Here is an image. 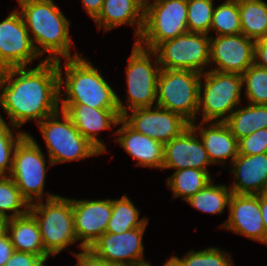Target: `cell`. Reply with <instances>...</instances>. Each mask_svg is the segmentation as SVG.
<instances>
[{
	"label": "cell",
	"instance_id": "83f0119b",
	"mask_svg": "<svg viewBox=\"0 0 267 266\" xmlns=\"http://www.w3.org/2000/svg\"><path fill=\"white\" fill-rule=\"evenodd\" d=\"M147 218H139V210L131 200L123 195L121 199L112 200V216L107 224L108 233H124L128 230L141 227Z\"/></svg>",
	"mask_w": 267,
	"mask_h": 266
},
{
	"label": "cell",
	"instance_id": "836d02e7",
	"mask_svg": "<svg viewBox=\"0 0 267 266\" xmlns=\"http://www.w3.org/2000/svg\"><path fill=\"white\" fill-rule=\"evenodd\" d=\"M214 7L213 0H187L188 31L209 35Z\"/></svg>",
	"mask_w": 267,
	"mask_h": 266
},
{
	"label": "cell",
	"instance_id": "8d00e7d4",
	"mask_svg": "<svg viewBox=\"0 0 267 266\" xmlns=\"http://www.w3.org/2000/svg\"><path fill=\"white\" fill-rule=\"evenodd\" d=\"M45 261L31 253L14 251L5 266H45Z\"/></svg>",
	"mask_w": 267,
	"mask_h": 266
},
{
	"label": "cell",
	"instance_id": "f546056e",
	"mask_svg": "<svg viewBox=\"0 0 267 266\" xmlns=\"http://www.w3.org/2000/svg\"><path fill=\"white\" fill-rule=\"evenodd\" d=\"M29 210L30 204L22 196L14 180L10 176H0V214L12 219L27 214ZM6 211L13 213L9 215Z\"/></svg>",
	"mask_w": 267,
	"mask_h": 266
},
{
	"label": "cell",
	"instance_id": "4dcf8cb0",
	"mask_svg": "<svg viewBox=\"0 0 267 266\" xmlns=\"http://www.w3.org/2000/svg\"><path fill=\"white\" fill-rule=\"evenodd\" d=\"M210 30L217 36L242 34L238 0H226L214 7Z\"/></svg>",
	"mask_w": 267,
	"mask_h": 266
},
{
	"label": "cell",
	"instance_id": "d590c367",
	"mask_svg": "<svg viewBox=\"0 0 267 266\" xmlns=\"http://www.w3.org/2000/svg\"><path fill=\"white\" fill-rule=\"evenodd\" d=\"M267 153V128H262L238 140V154Z\"/></svg>",
	"mask_w": 267,
	"mask_h": 266
},
{
	"label": "cell",
	"instance_id": "7a4b0ae2",
	"mask_svg": "<svg viewBox=\"0 0 267 266\" xmlns=\"http://www.w3.org/2000/svg\"><path fill=\"white\" fill-rule=\"evenodd\" d=\"M17 1L29 36L32 35V42L40 56L48 52L45 60L53 61L80 56L77 52L71 56L73 41L69 36L70 22L53 0Z\"/></svg>",
	"mask_w": 267,
	"mask_h": 266
},
{
	"label": "cell",
	"instance_id": "e575fe53",
	"mask_svg": "<svg viewBox=\"0 0 267 266\" xmlns=\"http://www.w3.org/2000/svg\"><path fill=\"white\" fill-rule=\"evenodd\" d=\"M219 248L191 250L183 258L172 256L181 266H233L231 255Z\"/></svg>",
	"mask_w": 267,
	"mask_h": 266
},
{
	"label": "cell",
	"instance_id": "f1b7e54d",
	"mask_svg": "<svg viewBox=\"0 0 267 266\" xmlns=\"http://www.w3.org/2000/svg\"><path fill=\"white\" fill-rule=\"evenodd\" d=\"M231 194V189H228L226 185H215L212 180L186 202L202 212L221 214L224 208L229 205Z\"/></svg>",
	"mask_w": 267,
	"mask_h": 266
},
{
	"label": "cell",
	"instance_id": "e0dca14e",
	"mask_svg": "<svg viewBox=\"0 0 267 266\" xmlns=\"http://www.w3.org/2000/svg\"><path fill=\"white\" fill-rule=\"evenodd\" d=\"M227 207L229 216L221 225L222 228L267 244L266 230L260 210V195L232 193Z\"/></svg>",
	"mask_w": 267,
	"mask_h": 266
},
{
	"label": "cell",
	"instance_id": "cb8c5ba5",
	"mask_svg": "<svg viewBox=\"0 0 267 266\" xmlns=\"http://www.w3.org/2000/svg\"><path fill=\"white\" fill-rule=\"evenodd\" d=\"M7 234L15 251L39 255L45 262L50 256L44 249L38 223L30 212L8 219Z\"/></svg>",
	"mask_w": 267,
	"mask_h": 266
},
{
	"label": "cell",
	"instance_id": "ee69618b",
	"mask_svg": "<svg viewBox=\"0 0 267 266\" xmlns=\"http://www.w3.org/2000/svg\"><path fill=\"white\" fill-rule=\"evenodd\" d=\"M163 266H181L173 257H169V259L164 263Z\"/></svg>",
	"mask_w": 267,
	"mask_h": 266
},
{
	"label": "cell",
	"instance_id": "d6986e66",
	"mask_svg": "<svg viewBox=\"0 0 267 266\" xmlns=\"http://www.w3.org/2000/svg\"><path fill=\"white\" fill-rule=\"evenodd\" d=\"M71 118L75 127L93 146L101 153H106L107 148L98 132L112 129V125H119L122 118L119 109H96L82 104H61V108Z\"/></svg>",
	"mask_w": 267,
	"mask_h": 266
},
{
	"label": "cell",
	"instance_id": "f35d334b",
	"mask_svg": "<svg viewBox=\"0 0 267 266\" xmlns=\"http://www.w3.org/2000/svg\"><path fill=\"white\" fill-rule=\"evenodd\" d=\"M254 63L267 69V36L255 40Z\"/></svg>",
	"mask_w": 267,
	"mask_h": 266
},
{
	"label": "cell",
	"instance_id": "f6af8a7d",
	"mask_svg": "<svg viewBox=\"0 0 267 266\" xmlns=\"http://www.w3.org/2000/svg\"><path fill=\"white\" fill-rule=\"evenodd\" d=\"M137 266H152L149 262L145 263V264H141V265H137ZM163 266V265H162Z\"/></svg>",
	"mask_w": 267,
	"mask_h": 266
},
{
	"label": "cell",
	"instance_id": "7402d4cb",
	"mask_svg": "<svg viewBox=\"0 0 267 266\" xmlns=\"http://www.w3.org/2000/svg\"><path fill=\"white\" fill-rule=\"evenodd\" d=\"M144 0H104L102 10L98 17L94 20L99 30L104 31L121 25H133L136 41L141 36L144 26Z\"/></svg>",
	"mask_w": 267,
	"mask_h": 266
},
{
	"label": "cell",
	"instance_id": "ac0fdd59",
	"mask_svg": "<svg viewBox=\"0 0 267 266\" xmlns=\"http://www.w3.org/2000/svg\"><path fill=\"white\" fill-rule=\"evenodd\" d=\"M196 131L190 125L179 136L164 144V162L162 169L194 168L207 169L211 164L202 141L197 138Z\"/></svg>",
	"mask_w": 267,
	"mask_h": 266
},
{
	"label": "cell",
	"instance_id": "8fae6325",
	"mask_svg": "<svg viewBox=\"0 0 267 266\" xmlns=\"http://www.w3.org/2000/svg\"><path fill=\"white\" fill-rule=\"evenodd\" d=\"M161 69H188L203 74L210 64V36L188 32L154 49Z\"/></svg>",
	"mask_w": 267,
	"mask_h": 266
},
{
	"label": "cell",
	"instance_id": "b9f144b4",
	"mask_svg": "<svg viewBox=\"0 0 267 266\" xmlns=\"http://www.w3.org/2000/svg\"><path fill=\"white\" fill-rule=\"evenodd\" d=\"M260 210L267 235V193L260 194Z\"/></svg>",
	"mask_w": 267,
	"mask_h": 266
},
{
	"label": "cell",
	"instance_id": "484cf974",
	"mask_svg": "<svg viewBox=\"0 0 267 266\" xmlns=\"http://www.w3.org/2000/svg\"><path fill=\"white\" fill-rule=\"evenodd\" d=\"M241 32L257 40L267 36V3L263 0H238Z\"/></svg>",
	"mask_w": 267,
	"mask_h": 266
},
{
	"label": "cell",
	"instance_id": "277c9868",
	"mask_svg": "<svg viewBox=\"0 0 267 266\" xmlns=\"http://www.w3.org/2000/svg\"><path fill=\"white\" fill-rule=\"evenodd\" d=\"M46 196V204L43 200L34 202L30 204L29 212L38 223L45 251L54 256L78 240L74 230L72 199L50 193Z\"/></svg>",
	"mask_w": 267,
	"mask_h": 266
},
{
	"label": "cell",
	"instance_id": "44dd1931",
	"mask_svg": "<svg viewBox=\"0 0 267 266\" xmlns=\"http://www.w3.org/2000/svg\"><path fill=\"white\" fill-rule=\"evenodd\" d=\"M122 124L115 132L117 141L125 151L136 159L137 165L162 169L164 162V144L132 129L122 118Z\"/></svg>",
	"mask_w": 267,
	"mask_h": 266
},
{
	"label": "cell",
	"instance_id": "4316f807",
	"mask_svg": "<svg viewBox=\"0 0 267 266\" xmlns=\"http://www.w3.org/2000/svg\"><path fill=\"white\" fill-rule=\"evenodd\" d=\"M211 181L210 173L205 170L184 168L174 171L168 177L166 185L172 190L173 197H182L187 201Z\"/></svg>",
	"mask_w": 267,
	"mask_h": 266
},
{
	"label": "cell",
	"instance_id": "ffe728a7",
	"mask_svg": "<svg viewBox=\"0 0 267 266\" xmlns=\"http://www.w3.org/2000/svg\"><path fill=\"white\" fill-rule=\"evenodd\" d=\"M234 183L232 193L260 195L267 193V153L256 155L238 154L232 161Z\"/></svg>",
	"mask_w": 267,
	"mask_h": 266
},
{
	"label": "cell",
	"instance_id": "1f68e13d",
	"mask_svg": "<svg viewBox=\"0 0 267 266\" xmlns=\"http://www.w3.org/2000/svg\"><path fill=\"white\" fill-rule=\"evenodd\" d=\"M12 127V128H10ZM11 129L19 130L13 125H7L0 114V176H9L12 170L14 151L18 143L28 134L24 131L14 135Z\"/></svg>",
	"mask_w": 267,
	"mask_h": 266
},
{
	"label": "cell",
	"instance_id": "5bb4252c",
	"mask_svg": "<svg viewBox=\"0 0 267 266\" xmlns=\"http://www.w3.org/2000/svg\"><path fill=\"white\" fill-rule=\"evenodd\" d=\"M130 111L131 115L127 112L122 119L136 132L163 144L179 136L190 126V123L179 114L158 105Z\"/></svg>",
	"mask_w": 267,
	"mask_h": 266
},
{
	"label": "cell",
	"instance_id": "60d3db41",
	"mask_svg": "<svg viewBox=\"0 0 267 266\" xmlns=\"http://www.w3.org/2000/svg\"><path fill=\"white\" fill-rule=\"evenodd\" d=\"M82 3L87 14L95 20L102 10L104 0H82Z\"/></svg>",
	"mask_w": 267,
	"mask_h": 266
},
{
	"label": "cell",
	"instance_id": "ba28073f",
	"mask_svg": "<svg viewBox=\"0 0 267 266\" xmlns=\"http://www.w3.org/2000/svg\"><path fill=\"white\" fill-rule=\"evenodd\" d=\"M201 77L198 113L203 111L202 122H224L241 102L242 75L208 70Z\"/></svg>",
	"mask_w": 267,
	"mask_h": 266
},
{
	"label": "cell",
	"instance_id": "52a82bcc",
	"mask_svg": "<svg viewBox=\"0 0 267 266\" xmlns=\"http://www.w3.org/2000/svg\"><path fill=\"white\" fill-rule=\"evenodd\" d=\"M155 56V67L151 57ZM127 107L117 95V104L121 117L135 108L152 107L157 101V79L160 64L154 50L140 46L136 41L126 68Z\"/></svg>",
	"mask_w": 267,
	"mask_h": 266
},
{
	"label": "cell",
	"instance_id": "4fadbf2b",
	"mask_svg": "<svg viewBox=\"0 0 267 266\" xmlns=\"http://www.w3.org/2000/svg\"><path fill=\"white\" fill-rule=\"evenodd\" d=\"M147 225L148 221L141 227L119 234L106 232L89 249L111 266H137L148 263L143 257L142 242Z\"/></svg>",
	"mask_w": 267,
	"mask_h": 266
},
{
	"label": "cell",
	"instance_id": "9c48e42d",
	"mask_svg": "<svg viewBox=\"0 0 267 266\" xmlns=\"http://www.w3.org/2000/svg\"><path fill=\"white\" fill-rule=\"evenodd\" d=\"M188 32L187 0L145 2L144 26L136 42L154 50L160 43Z\"/></svg>",
	"mask_w": 267,
	"mask_h": 266
},
{
	"label": "cell",
	"instance_id": "2e32d148",
	"mask_svg": "<svg viewBox=\"0 0 267 266\" xmlns=\"http://www.w3.org/2000/svg\"><path fill=\"white\" fill-rule=\"evenodd\" d=\"M74 230L80 249H89L106 233L112 216V199L76 200L72 198Z\"/></svg>",
	"mask_w": 267,
	"mask_h": 266
},
{
	"label": "cell",
	"instance_id": "d4e9b609",
	"mask_svg": "<svg viewBox=\"0 0 267 266\" xmlns=\"http://www.w3.org/2000/svg\"><path fill=\"white\" fill-rule=\"evenodd\" d=\"M237 140L267 128V105L248 104L238 108L224 121Z\"/></svg>",
	"mask_w": 267,
	"mask_h": 266
},
{
	"label": "cell",
	"instance_id": "5b68a950",
	"mask_svg": "<svg viewBox=\"0 0 267 266\" xmlns=\"http://www.w3.org/2000/svg\"><path fill=\"white\" fill-rule=\"evenodd\" d=\"M37 125L48 149L50 167L102 154L82 136L69 115L62 109L44 118Z\"/></svg>",
	"mask_w": 267,
	"mask_h": 266
},
{
	"label": "cell",
	"instance_id": "7bdbcfd3",
	"mask_svg": "<svg viewBox=\"0 0 267 266\" xmlns=\"http://www.w3.org/2000/svg\"><path fill=\"white\" fill-rule=\"evenodd\" d=\"M8 218L0 214V236L7 232Z\"/></svg>",
	"mask_w": 267,
	"mask_h": 266
},
{
	"label": "cell",
	"instance_id": "9a60e30c",
	"mask_svg": "<svg viewBox=\"0 0 267 266\" xmlns=\"http://www.w3.org/2000/svg\"><path fill=\"white\" fill-rule=\"evenodd\" d=\"M255 40L243 34L210 37L211 70L242 75L254 64Z\"/></svg>",
	"mask_w": 267,
	"mask_h": 266
},
{
	"label": "cell",
	"instance_id": "3957f363",
	"mask_svg": "<svg viewBox=\"0 0 267 266\" xmlns=\"http://www.w3.org/2000/svg\"><path fill=\"white\" fill-rule=\"evenodd\" d=\"M64 60L65 77H62L64 70L61 67V59L57 60L62 104H82L96 109H119L116 92L91 62H87L81 55ZM62 86L65 87L66 99L61 97Z\"/></svg>",
	"mask_w": 267,
	"mask_h": 266
},
{
	"label": "cell",
	"instance_id": "30bf717a",
	"mask_svg": "<svg viewBox=\"0 0 267 266\" xmlns=\"http://www.w3.org/2000/svg\"><path fill=\"white\" fill-rule=\"evenodd\" d=\"M28 133L16 146L10 177L29 204L44 198L46 159ZM36 200V201H35Z\"/></svg>",
	"mask_w": 267,
	"mask_h": 266
},
{
	"label": "cell",
	"instance_id": "603a6c76",
	"mask_svg": "<svg viewBox=\"0 0 267 266\" xmlns=\"http://www.w3.org/2000/svg\"><path fill=\"white\" fill-rule=\"evenodd\" d=\"M210 124L208 128L205 127L206 122H201L199 125L193 122L190 125L196 132L199 131L200 140L208 153L211 165L228 159H231L230 163H232L238 155V140L224 122Z\"/></svg>",
	"mask_w": 267,
	"mask_h": 266
},
{
	"label": "cell",
	"instance_id": "7c38bea8",
	"mask_svg": "<svg viewBox=\"0 0 267 266\" xmlns=\"http://www.w3.org/2000/svg\"><path fill=\"white\" fill-rule=\"evenodd\" d=\"M18 10L0 22V70L23 67L41 57Z\"/></svg>",
	"mask_w": 267,
	"mask_h": 266
},
{
	"label": "cell",
	"instance_id": "d6a6232c",
	"mask_svg": "<svg viewBox=\"0 0 267 266\" xmlns=\"http://www.w3.org/2000/svg\"><path fill=\"white\" fill-rule=\"evenodd\" d=\"M248 104L267 105V69L255 63L242 74Z\"/></svg>",
	"mask_w": 267,
	"mask_h": 266
},
{
	"label": "cell",
	"instance_id": "6da1fadb",
	"mask_svg": "<svg viewBox=\"0 0 267 266\" xmlns=\"http://www.w3.org/2000/svg\"><path fill=\"white\" fill-rule=\"evenodd\" d=\"M59 83L57 61L53 60H41L27 70L26 66L0 70V105L10 124L20 128L33 119L38 124L58 111Z\"/></svg>",
	"mask_w": 267,
	"mask_h": 266
},
{
	"label": "cell",
	"instance_id": "ab89813d",
	"mask_svg": "<svg viewBox=\"0 0 267 266\" xmlns=\"http://www.w3.org/2000/svg\"><path fill=\"white\" fill-rule=\"evenodd\" d=\"M14 251L9 235L6 232L0 236V266L6 265Z\"/></svg>",
	"mask_w": 267,
	"mask_h": 266
},
{
	"label": "cell",
	"instance_id": "8992f818",
	"mask_svg": "<svg viewBox=\"0 0 267 266\" xmlns=\"http://www.w3.org/2000/svg\"><path fill=\"white\" fill-rule=\"evenodd\" d=\"M201 74L188 69H160L156 105L196 122Z\"/></svg>",
	"mask_w": 267,
	"mask_h": 266
},
{
	"label": "cell",
	"instance_id": "74e56055",
	"mask_svg": "<svg viewBox=\"0 0 267 266\" xmlns=\"http://www.w3.org/2000/svg\"><path fill=\"white\" fill-rule=\"evenodd\" d=\"M78 259L75 266H111L95 255L90 249H81L80 253H73Z\"/></svg>",
	"mask_w": 267,
	"mask_h": 266
}]
</instances>
